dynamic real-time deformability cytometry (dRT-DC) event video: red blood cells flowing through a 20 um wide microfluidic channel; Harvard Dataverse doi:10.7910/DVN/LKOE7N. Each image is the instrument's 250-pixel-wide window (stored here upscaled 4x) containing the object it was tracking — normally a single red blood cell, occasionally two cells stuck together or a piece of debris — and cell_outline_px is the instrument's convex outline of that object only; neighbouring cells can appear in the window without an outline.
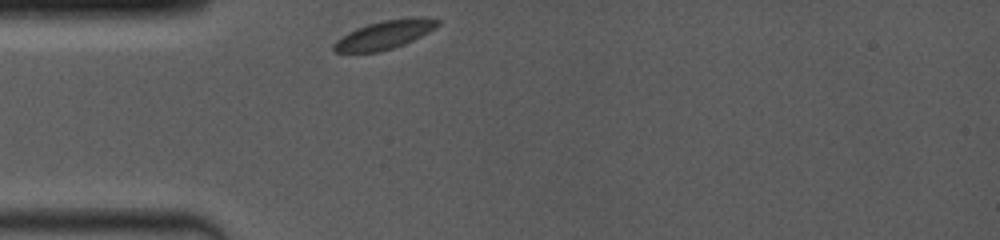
{"species": "common noctule bat (a hibernating species)", "species_latin": "Nyctalus noctula", "temperature_condition": "room temperature", "stored_images_in_passage": 40, "camera_frame_rate_fps": 4000, "um_per_image_px": 0.085, "animal": {"sex": "female", "body_mass_g": 19.0, "forearm_length_mm": 53.3}, "frame": {"image": 1, "passage_image": 1, "time_ms": 0.0, "image_size_px": [1000, 240], "cell_outline_px": [[440, 24], [428, 32], [404, 44], [392, 48], [376, 52], [336, 52], [332, 48], [332, 44], [336, 40], [348, 32], [356, 28], [368, 24], [384, 20], [424, 16], [440, 20]], "centroid_in_image_um": [32.68, 2.94], "position_along_channel_um": 52.3, "area_um2": 17.11}}
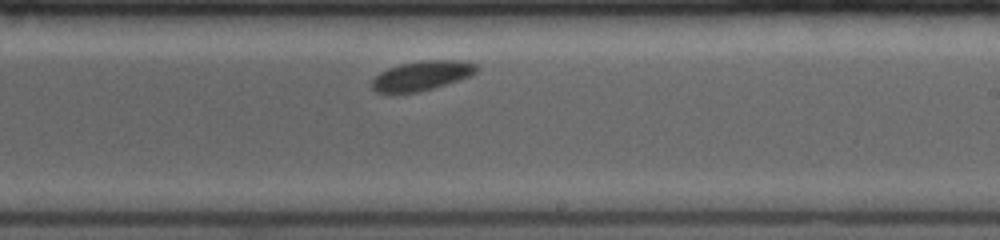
{"frame": {"image": 2, "passage_image": 23, "time_ms": 5.5, "image_size_px": [1000, 240], "cell_outline_px": [[480, 68], [476, 72], [468, 76], [432, 88], [416, 92], [376, 92], [372, 88], [372, 80], [380, 72], [388, 68], [400, 64], [420, 60], [460, 60], [476, 64]], "centroid_in_image_um": [35.85, 6.4], "position_along_channel_um": 253.2, "area_um2": 17.69}}
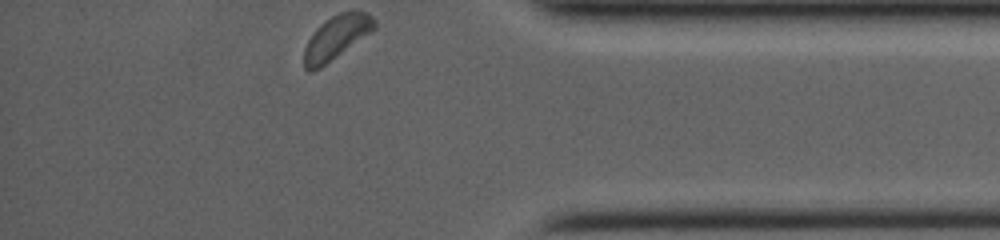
{"frame": {"image": 3, "passage_image": 40, "time_ms": 9.75, "image_size_px": [1000, 240], "cell_outline_px": [[376, 28], [372, 32], [320, 68], [312, 72], [308, 72], [304, 68], [304, 48], [308, 40], [316, 28], [324, 20], [340, 12], [368, 12], [376, 20]], "centroid_in_image_um": [28.59, 3.19], "position_along_channel_um": 406.6, "area_um2": 17.98}}